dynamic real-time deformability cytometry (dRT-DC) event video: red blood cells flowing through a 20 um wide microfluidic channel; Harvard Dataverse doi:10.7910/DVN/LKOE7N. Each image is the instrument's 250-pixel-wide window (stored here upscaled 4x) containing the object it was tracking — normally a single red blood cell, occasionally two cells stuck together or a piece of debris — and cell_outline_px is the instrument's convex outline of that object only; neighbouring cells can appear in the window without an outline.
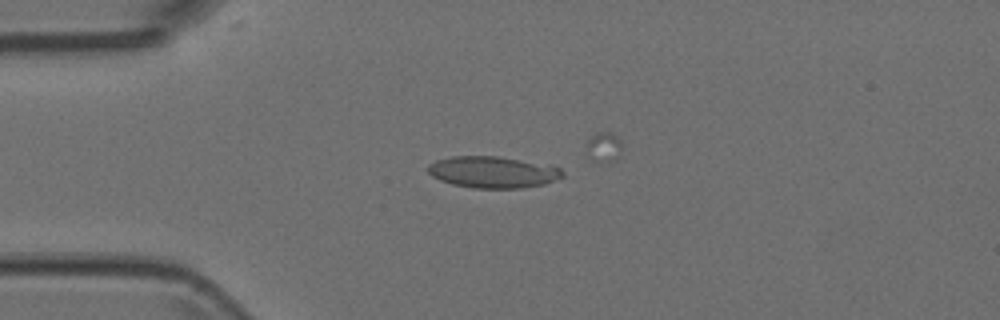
{"species": "Egyptian fruit bat (a non-hibernating species)", "species_latin": "Rousettus aegyptiacus", "temperature_condition": "room temperature", "stored_images_in_passage": 6, "camera_frame_rate_fps": 3000, "um_per_image_px": 0.085, "animal": {"sex": "female"}, "frame": {"image": 1, "passage_image": 4, "time_ms": 1.0, "image_size_px": [1000, 320], "cell_outline_px": [[564, 176], [544, 184], [520, 188], [472, 188], [452, 184], [440, 180], [432, 176], [428, 172], [428, 164], [436, 160], [452, 156], [496, 156], [552, 164], [560, 168], [564, 172]], "centroid_in_image_um": [41.92, 14.62], "position_along_channel_um": 43.1, "area_um2": 24.97}}